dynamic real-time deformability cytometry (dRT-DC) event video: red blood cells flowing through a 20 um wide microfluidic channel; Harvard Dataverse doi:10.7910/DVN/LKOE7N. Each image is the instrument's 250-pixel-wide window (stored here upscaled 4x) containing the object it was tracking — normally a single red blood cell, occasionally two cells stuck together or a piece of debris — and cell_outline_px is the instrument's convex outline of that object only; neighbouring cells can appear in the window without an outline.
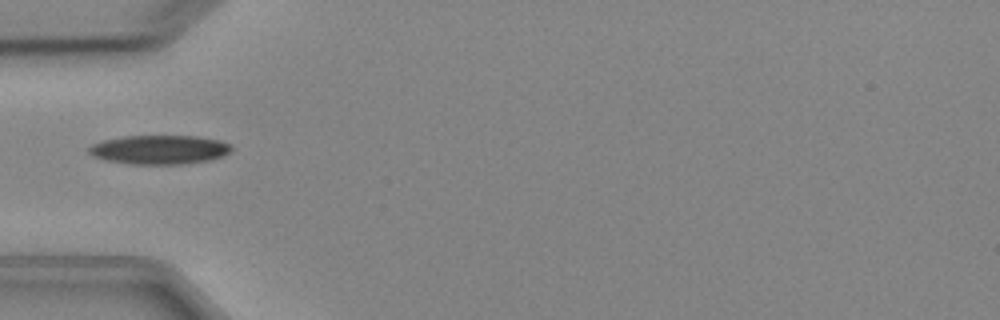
{"species": "Egyptian fruit bat (a non-hibernating species)", "species_latin": "Rousettus aegyptiacus", "temperature_condition": "cold", "stored_images_in_passage": 4, "camera_frame_rate_fps": 3000, "um_per_image_px": 0.085, "animal": {"sex": "female"}, "frame": {"image": 1, "passage_image": 3, "time_ms": 3.333, "image_size_px": [1000, 320], "cell_outline_px": [[232, 152], [224, 156], [208, 160], [180, 164], [128, 164], [104, 160], [92, 156], [88, 152], [88, 148], [92, 144], [104, 140], [124, 136], [196, 136], [220, 140], [232, 144]], "centroid_in_image_um": [13.56, 12.72], "position_along_channel_um": 71.4, "area_um2": 24.33}}